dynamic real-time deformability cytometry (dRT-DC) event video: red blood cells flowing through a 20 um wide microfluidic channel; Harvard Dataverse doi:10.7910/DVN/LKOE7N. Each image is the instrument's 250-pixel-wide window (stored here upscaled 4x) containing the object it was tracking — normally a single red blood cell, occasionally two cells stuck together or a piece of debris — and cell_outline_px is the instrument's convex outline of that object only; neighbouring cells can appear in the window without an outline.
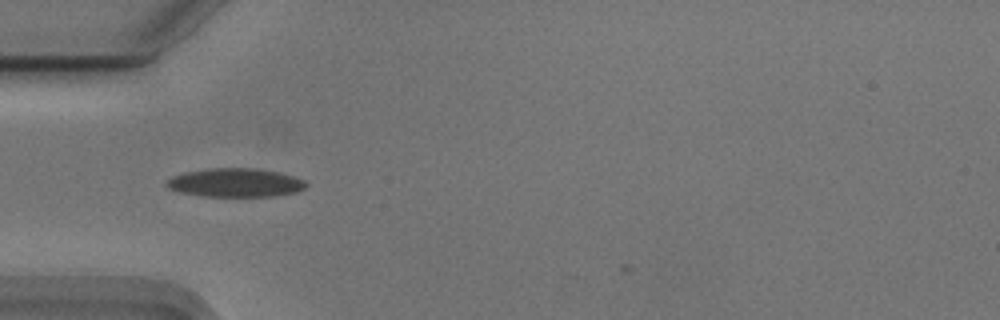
{"species": "Egyptian fruit bat (a non-hibernating species)", "species_latin": "Rousettus aegyptiacus", "temperature_condition": "cold", "stored_images_in_passage": 32, "camera_frame_rate_fps": 3000, "um_per_image_px": 0.085, "animal": {"sex": "male"}, "frame": {"image": 1, "passage_image": 1, "time_ms": 0.0, "image_size_px": [1000, 320], "cell_outline_px": [[308, 184], [304, 188], [296, 192], [276, 196], [200, 196], [180, 192], [168, 188], [164, 184], [172, 176], [184, 172], [208, 168], [256, 168], [276, 172], [292, 176], [304, 180]], "centroid_in_image_um": [19.97, 15.53], "position_along_channel_um": 65.0, "area_um2": 23.29}}
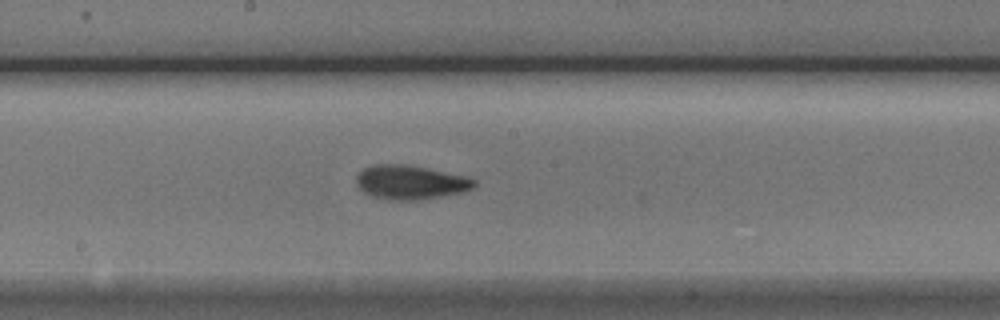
{"frame": {"image": 2, "passage_image": 13, "time_ms": 4.0, "image_size_px": [1000, 320], "cell_outline_px": [[476, 184], [472, 188], [460, 192], [444, 196], [420, 200], [388, 200], [372, 196], [364, 192], [360, 188], [356, 180], [356, 176], [364, 168], [372, 164], [404, 164], [464, 176], [476, 180]], "centroid_in_image_um": [34.85, 15.5], "position_along_channel_um": 213.3, "area_um2": 23.18}}
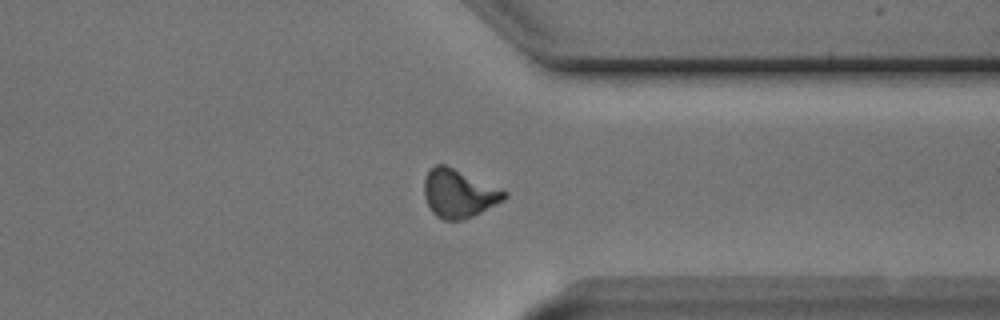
{"frame": {"image": 3, "passage_image": 26, "time_ms": 8.333, "image_size_px": [1000, 320], "cell_outline_px": [[508, 196], [504, 200], [464, 220], [444, 220], [436, 216], [432, 212], [424, 196], [424, 180], [428, 172], [436, 164], [444, 164], [508, 192]], "centroid_in_image_um": [38.98, 16.46], "position_along_channel_um": 372.4, "area_um2": 22.2}}